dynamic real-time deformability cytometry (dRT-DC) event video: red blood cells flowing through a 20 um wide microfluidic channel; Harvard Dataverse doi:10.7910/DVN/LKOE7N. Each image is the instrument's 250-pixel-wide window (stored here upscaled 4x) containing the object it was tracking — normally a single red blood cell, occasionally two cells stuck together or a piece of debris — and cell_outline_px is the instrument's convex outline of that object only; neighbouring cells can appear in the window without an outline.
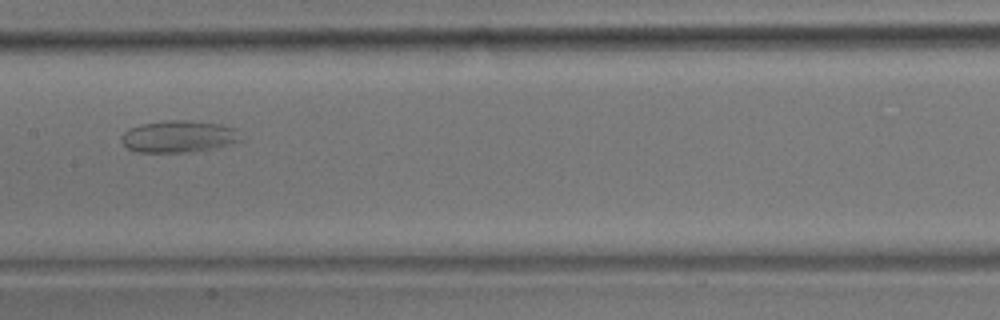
{"species": "common noctule bat (a hibernating species)", "species_latin": "Nyctalus noctula", "temperature_condition": "room temperature", "stored_images_in_passage": 9, "camera_frame_rate_fps": 3000, "um_per_image_px": 0.085, "animal": {"sex": "male", "body_mass_g": 17.9}, "frame": {"image": 1, "passage_image": 8, "time_ms": 8.333, "image_size_px": [1000, 320], "cell_outline_px": [[244, 140], [216, 148], [184, 152], [136, 152], [128, 148], [120, 140], [120, 136], [128, 128], [140, 124], [168, 120], [188, 120], [220, 124], [236, 128]], "centroid_in_image_um": [15.19, 11.6], "position_along_channel_um": 192.2, "area_um2": 22.43}}